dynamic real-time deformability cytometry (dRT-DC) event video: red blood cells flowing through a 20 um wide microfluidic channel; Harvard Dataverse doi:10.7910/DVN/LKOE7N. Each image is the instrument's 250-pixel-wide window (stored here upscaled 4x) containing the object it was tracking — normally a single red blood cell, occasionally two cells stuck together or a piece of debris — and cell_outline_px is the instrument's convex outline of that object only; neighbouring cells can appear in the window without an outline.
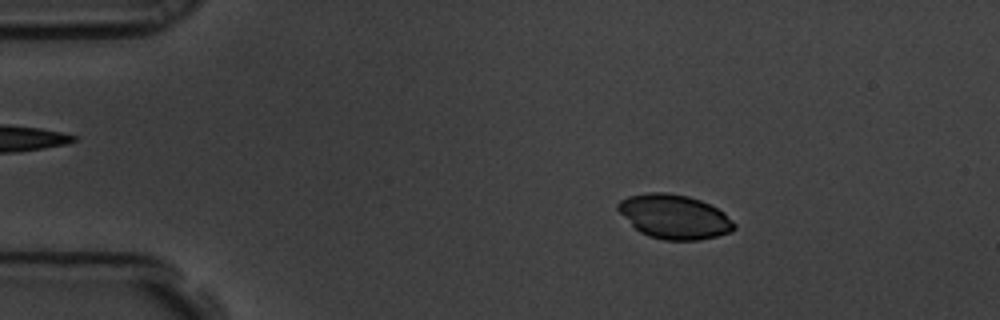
{"species": "common noctule bat (a hibernating species)", "species_latin": "Nyctalus noctula", "temperature_condition": "room temperature", "stored_images_in_passage": 4, "camera_frame_rate_fps": 3000, "um_per_image_px": 0.085, "animal": {"sex": "male", "body_mass_g": 19.5, "forearm_length_mm": 54.6}, "frame": {"image": 1, "passage_image": 3, "time_ms": 0.667, "image_size_px": [1000, 320], "cell_outline_px": [[736, 228], [732, 232], [700, 240], [664, 240], [648, 236], [640, 232], [616, 208], [616, 204], [620, 200], [628, 196], [648, 192], [664, 192], [688, 196], [700, 200], [724, 212], [736, 224]], "centroid_in_image_um": [57.33, 18.42], "position_along_channel_um": 27.7, "area_um2": 29.88}}